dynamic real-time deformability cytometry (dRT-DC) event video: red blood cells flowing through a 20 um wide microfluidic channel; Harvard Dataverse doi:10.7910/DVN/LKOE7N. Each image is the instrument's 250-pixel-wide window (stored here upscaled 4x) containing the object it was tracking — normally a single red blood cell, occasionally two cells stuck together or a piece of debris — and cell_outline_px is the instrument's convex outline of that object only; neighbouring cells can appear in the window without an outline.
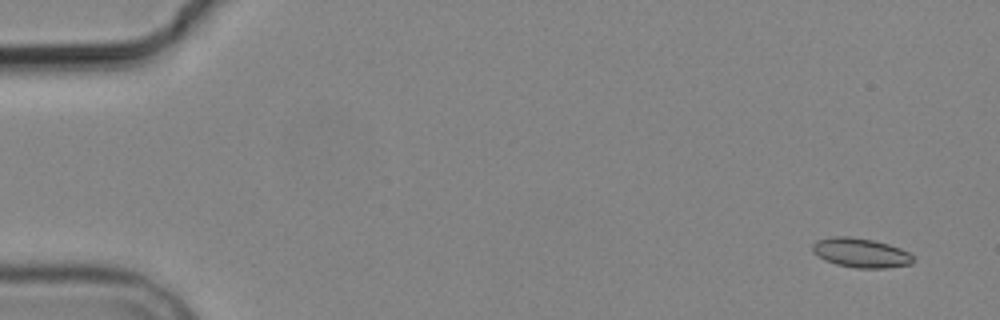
{"species": "common noctule bat (a hibernating species)", "species_latin": "Nyctalus noctula", "temperature_condition": "cold", "stored_images_in_passage": 6, "camera_frame_rate_fps": 3000, "um_per_image_px": 0.085, "animal": {"sex": "male", "body_mass_g": 19.2, "forearm_length_mm": 51.8}, "frame": {"image": 1, "passage_image": 1, "time_ms": 0.0, "image_size_px": [1000, 320], "cell_outline_px": [[916, 260], [912, 264], [884, 268], [856, 268], [836, 264], [824, 260], [812, 252], [812, 244], [816, 240], [832, 236], [848, 236], [872, 240], [888, 244], [900, 248], [908, 252]], "centroid_in_image_um": [73.15, 21.49], "position_along_channel_um": 11.9, "area_um2": 17.34}}